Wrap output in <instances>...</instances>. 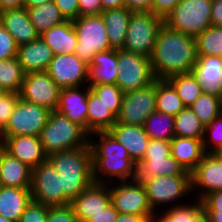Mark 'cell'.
Instances as JSON below:
<instances>
[{
  "label": "cell",
  "mask_w": 222,
  "mask_h": 222,
  "mask_svg": "<svg viewBox=\"0 0 222 222\" xmlns=\"http://www.w3.org/2000/svg\"><path fill=\"white\" fill-rule=\"evenodd\" d=\"M196 61L195 37L163 24L150 57L155 79H168L174 75L191 73Z\"/></svg>",
  "instance_id": "cell-1"
},
{
  "label": "cell",
  "mask_w": 222,
  "mask_h": 222,
  "mask_svg": "<svg viewBox=\"0 0 222 222\" xmlns=\"http://www.w3.org/2000/svg\"><path fill=\"white\" fill-rule=\"evenodd\" d=\"M92 136L99 138L95 140ZM89 145L92 152L94 183H113L116 177L119 181L135 180L136 163L130 158L127 149L109 131L89 135Z\"/></svg>",
  "instance_id": "cell-2"
},
{
  "label": "cell",
  "mask_w": 222,
  "mask_h": 222,
  "mask_svg": "<svg viewBox=\"0 0 222 222\" xmlns=\"http://www.w3.org/2000/svg\"><path fill=\"white\" fill-rule=\"evenodd\" d=\"M61 176V189L72 201L94 183L90 145L47 156Z\"/></svg>",
  "instance_id": "cell-3"
},
{
  "label": "cell",
  "mask_w": 222,
  "mask_h": 222,
  "mask_svg": "<svg viewBox=\"0 0 222 222\" xmlns=\"http://www.w3.org/2000/svg\"><path fill=\"white\" fill-rule=\"evenodd\" d=\"M47 156L89 145V134L58 111H51L39 136Z\"/></svg>",
  "instance_id": "cell-4"
},
{
  "label": "cell",
  "mask_w": 222,
  "mask_h": 222,
  "mask_svg": "<svg viewBox=\"0 0 222 222\" xmlns=\"http://www.w3.org/2000/svg\"><path fill=\"white\" fill-rule=\"evenodd\" d=\"M191 175L171 156L170 141L150 139L144 158L136 164L135 180L157 176Z\"/></svg>",
  "instance_id": "cell-5"
},
{
  "label": "cell",
  "mask_w": 222,
  "mask_h": 222,
  "mask_svg": "<svg viewBox=\"0 0 222 222\" xmlns=\"http://www.w3.org/2000/svg\"><path fill=\"white\" fill-rule=\"evenodd\" d=\"M212 0H181L164 19L169 28L193 37L211 26Z\"/></svg>",
  "instance_id": "cell-6"
},
{
  "label": "cell",
  "mask_w": 222,
  "mask_h": 222,
  "mask_svg": "<svg viewBox=\"0 0 222 222\" xmlns=\"http://www.w3.org/2000/svg\"><path fill=\"white\" fill-rule=\"evenodd\" d=\"M163 24L164 20L152 12H132L123 50L150 58Z\"/></svg>",
  "instance_id": "cell-7"
},
{
  "label": "cell",
  "mask_w": 222,
  "mask_h": 222,
  "mask_svg": "<svg viewBox=\"0 0 222 222\" xmlns=\"http://www.w3.org/2000/svg\"><path fill=\"white\" fill-rule=\"evenodd\" d=\"M72 24L78 39L74 54L88 65L97 52L112 49L101 14L78 16Z\"/></svg>",
  "instance_id": "cell-8"
},
{
  "label": "cell",
  "mask_w": 222,
  "mask_h": 222,
  "mask_svg": "<svg viewBox=\"0 0 222 222\" xmlns=\"http://www.w3.org/2000/svg\"><path fill=\"white\" fill-rule=\"evenodd\" d=\"M30 191L32 200L50 207L71 202L61 189V176L48 159L32 169Z\"/></svg>",
  "instance_id": "cell-9"
},
{
  "label": "cell",
  "mask_w": 222,
  "mask_h": 222,
  "mask_svg": "<svg viewBox=\"0 0 222 222\" xmlns=\"http://www.w3.org/2000/svg\"><path fill=\"white\" fill-rule=\"evenodd\" d=\"M118 76L116 85L123 93L149 86L155 81L150 58L118 50Z\"/></svg>",
  "instance_id": "cell-10"
},
{
  "label": "cell",
  "mask_w": 222,
  "mask_h": 222,
  "mask_svg": "<svg viewBox=\"0 0 222 222\" xmlns=\"http://www.w3.org/2000/svg\"><path fill=\"white\" fill-rule=\"evenodd\" d=\"M118 182L120 185L109 184L111 204L114 208L119 213L140 215L149 220L155 212L150 206L144 185L136 180Z\"/></svg>",
  "instance_id": "cell-11"
},
{
  "label": "cell",
  "mask_w": 222,
  "mask_h": 222,
  "mask_svg": "<svg viewBox=\"0 0 222 222\" xmlns=\"http://www.w3.org/2000/svg\"><path fill=\"white\" fill-rule=\"evenodd\" d=\"M50 113L49 109L20 98L4 127L5 136L30 135L39 137L48 121Z\"/></svg>",
  "instance_id": "cell-12"
},
{
  "label": "cell",
  "mask_w": 222,
  "mask_h": 222,
  "mask_svg": "<svg viewBox=\"0 0 222 222\" xmlns=\"http://www.w3.org/2000/svg\"><path fill=\"white\" fill-rule=\"evenodd\" d=\"M152 210L180 200L191 191V175L157 176L142 182ZM181 198V199H180ZM159 206V207H158Z\"/></svg>",
  "instance_id": "cell-13"
},
{
  "label": "cell",
  "mask_w": 222,
  "mask_h": 222,
  "mask_svg": "<svg viewBox=\"0 0 222 222\" xmlns=\"http://www.w3.org/2000/svg\"><path fill=\"white\" fill-rule=\"evenodd\" d=\"M155 111L156 79L147 87L124 93L116 123L143 126Z\"/></svg>",
  "instance_id": "cell-14"
},
{
  "label": "cell",
  "mask_w": 222,
  "mask_h": 222,
  "mask_svg": "<svg viewBox=\"0 0 222 222\" xmlns=\"http://www.w3.org/2000/svg\"><path fill=\"white\" fill-rule=\"evenodd\" d=\"M61 88L46 71L27 73L24 76L20 98L27 102L56 110Z\"/></svg>",
  "instance_id": "cell-15"
},
{
  "label": "cell",
  "mask_w": 222,
  "mask_h": 222,
  "mask_svg": "<svg viewBox=\"0 0 222 222\" xmlns=\"http://www.w3.org/2000/svg\"><path fill=\"white\" fill-rule=\"evenodd\" d=\"M46 72L61 89L85 87L88 82V64L75 54L53 56Z\"/></svg>",
  "instance_id": "cell-16"
},
{
  "label": "cell",
  "mask_w": 222,
  "mask_h": 222,
  "mask_svg": "<svg viewBox=\"0 0 222 222\" xmlns=\"http://www.w3.org/2000/svg\"><path fill=\"white\" fill-rule=\"evenodd\" d=\"M110 204L111 195L107 183H93L70 202L79 222H88Z\"/></svg>",
  "instance_id": "cell-17"
},
{
  "label": "cell",
  "mask_w": 222,
  "mask_h": 222,
  "mask_svg": "<svg viewBox=\"0 0 222 222\" xmlns=\"http://www.w3.org/2000/svg\"><path fill=\"white\" fill-rule=\"evenodd\" d=\"M199 189L201 200L210 192L222 191V160L215 153H206L191 172V191Z\"/></svg>",
  "instance_id": "cell-18"
},
{
  "label": "cell",
  "mask_w": 222,
  "mask_h": 222,
  "mask_svg": "<svg viewBox=\"0 0 222 222\" xmlns=\"http://www.w3.org/2000/svg\"><path fill=\"white\" fill-rule=\"evenodd\" d=\"M81 89V91H80ZM89 86L84 88L70 87L63 88L59 93V101L56 111L65 115L71 122L78 124L87 132V99Z\"/></svg>",
  "instance_id": "cell-19"
},
{
  "label": "cell",
  "mask_w": 222,
  "mask_h": 222,
  "mask_svg": "<svg viewBox=\"0 0 222 222\" xmlns=\"http://www.w3.org/2000/svg\"><path fill=\"white\" fill-rule=\"evenodd\" d=\"M192 73L203 93L222 99V56L197 55Z\"/></svg>",
  "instance_id": "cell-20"
},
{
  "label": "cell",
  "mask_w": 222,
  "mask_h": 222,
  "mask_svg": "<svg viewBox=\"0 0 222 222\" xmlns=\"http://www.w3.org/2000/svg\"><path fill=\"white\" fill-rule=\"evenodd\" d=\"M3 149L31 169L47 160L40 138L36 136L6 137Z\"/></svg>",
  "instance_id": "cell-21"
},
{
  "label": "cell",
  "mask_w": 222,
  "mask_h": 222,
  "mask_svg": "<svg viewBox=\"0 0 222 222\" xmlns=\"http://www.w3.org/2000/svg\"><path fill=\"white\" fill-rule=\"evenodd\" d=\"M108 131L127 149L136 164L144 158L150 138L143 126L115 123Z\"/></svg>",
  "instance_id": "cell-22"
},
{
  "label": "cell",
  "mask_w": 222,
  "mask_h": 222,
  "mask_svg": "<svg viewBox=\"0 0 222 222\" xmlns=\"http://www.w3.org/2000/svg\"><path fill=\"white\" fill-rule=\"evenodd\" d=\"M0 23L15 39L18 46L32 42L40 37V34L31 23L25 7L1 12Z\"/></svg>",
  "instance_id": "cell-23"
},
{
  "label": "cell",
  "mask_w": 222,
  "mask_h": 222,
  "mask_svg": "<svg viewBox=\"0 0 222 222\" xmlns=\"http://www.w3.org/2000/svg\"><path fill=\"white\" fill-rule=\"evenodd\" d=\"M118 50L97 52L88 65V83L92 85L116 84L118 76Z\"/></svg>",
  "instance_id": "cell-24"
},
{
  "label": "cell",
  "mask_w": 222,
  "mask_h": 222,
  "mask_svg": "<svg viewBox=\"0 0 222 222\" xmlns=\"http://www.w3.org/2000/svg\"><path fill=\"white\" fill-rule=\"evenodd\" d=\"M17 59L25 72L46 71L53 59L51 48L39 37L32 42L18 46Z\"/></svg>",
  "instance_id": "cell-25"
},
{
  "label": "cell",
  "mask_w": 222,
  "mask_h": 222,
  "mask_svg": "<svg viewBox=\"0 0 222 222\" xmlns=\"http://www.w3.org/2000/svg\"><path fill=\"white\" fill-rule=\"evenodd\" d=\"M171 156L191 173L206 154L203 139L175 136L170 141Z\"/></svg>",
  "instance_id": "cell-26"
},
{
  "label": "cell",
  "mask_w": 222,
  "mask_h": 222,
  "mask_svg": "<svg viewBox=\"0 0 222 222\" xmlns=\"http://www.w3.org/2000/svg\"><path fill=\"white\" fill-rule=\"evenodd\" d=\"M0 170L3 186L31 188L32 169L0 148Z\"/></svg>",
  "instance_id": "cell-27"
},
{
  "label": "cell",
  "mask_w": 222,
  "mask_h": 222,
  "mask_svg": "<svg viewBox=\"0 0 222 222\" xmlns=\"http://www.w3.org/2000/svg\"><path fill=\"white\" fill-rule=\"evenodd\" d=\"M40 37L51 48L53 56L75 53L78 39L72 20H66L51 27L44 31Z\"/></svg>",
  "instance_id": "cell-28"
},
{
  "label": "cell",
  "mask_w": 222,
  "mask_h": 222,
  "mask_svg": "<svg viewBox=\"0 0 222 222\" xmlns=\"http://www.w3.org/2000/svg\"><path fill=\"white\" fill-rule=\"evenodd\" d=\"M132 12L127 7H123L107 9L101 13L112 49H123Z\"/></svg>",
  "instance_id": "cell-29"
},
{
  "label": "cell",
  "mask_w": 222,
  "mask_h": 222,
  "mask_svg": "<svg viewBox=\"0 0 222 222\" xmlns=\"http://www.w3.org/2000/svg\"><path fill=\"white\" fill-rule=\"evenodd\" d=\"M32 201L30 188H0V215L18 222L28 204Z\"/></svg>",
  "instance_id": "cell-30"
},
{
  "label": "cell",
  "mask_w": 222,
  "mask_h": 222,
  "mask_svg": "<svg viewBox=\"0 0 222 222\" xmlns=\"http://www.w3.org/2000/svg\"><path fill=\"white\" fill-rule=\"evenodd\" d=\"M87 133L108 131L116 122L117 116L95 95L89 87L87 99Z\"/></svg>",
  "instance_id": "cell-31"
},
{
  "label": "cell",
  "mask_w": 222,
  "mask_h": 222,
  "mask_svg": "<svg viewBox=\"0 0 222 222\" xmlns=\"http://www.w3.org/2000/svg\"><path fill=\"white\" fill-rule=\"evenodd\" d=\"M26 9L31 23L40 35L44 31L49 30L51 27L66 21L53 0L43 3L42 5Z\"/></svg>",
  "instance_id": "cell-32"
},
{
  "label": "cell",
  "mask_w": 222,
  "mask_h": 222,
  "mask_svg": "<svg viewBox=\"0 0 222 222\" xmlns=\"http://www.w3.org/2000/svg\"><path fill=\"white\" fill-rule=\"evenodd\" d=\"M185 106L167 79H156V111L175 117Z\"/></svg>",
  "instance_id": "cell-33"
},
{
  "label": "cell",
  "mask_w": 222,
  "mask_h": 222,
  "mask_svg": "<svg viewBox=\"0 0 222 222\" xmlns=\"http://www.w3.org/2000/svg\"><path fill=\"white\" fill-rule=\"evenodd\" d=\"M174 134L177 137L203 139L205 126L190 107L174 117Z\"/></svg>",
  "instance_id": "cell-34"
},
{
  "label": "cell",
  "mask_w": 222,
  "mask_h": 222,
  "mask_svg": "<svg viewBox=\"0 0 222 222\" xmlns=\"http://www.w3.org/2000/svg\"><path fill=\"white\" fill-rule=\"evenodd\" d=\"M167 80L173 85L185 107H190L203 93L202 85L192 72L174 75Z\"/></svg>",
  "instance_id": "cell-35"
},
{
  "label": "cell",
  "mask_w": 222,
  "mask_h": 222,
  "mask_svg": "<svg viewBox=\"0 0 222 222\" xmlns=\"http://www.w3.org/2000/svg\"><path fill=\"white\" fill-rule=\"evenodd\" d=\"M24 76L17 57L0 60V86L6 93H20Z\"/></svg>",
  "instance_id": "cell-36"
},
{
  "label": "cell",
  "mask_w": 222,
  "mask_h": 222,
  "mask_svg": "<svg viewBox=\"0 0 222 222\" xmlns=\"http://www.w3.org/2000/svg\"><path fill=\"white\" fill-rule=\"evenodd\" d=\"M144 130L150 139L171 141L174 137V117L155 111L144 122Z\"/></svg>",
  "instance_id": "cell-37"
},
{
  "label": "cell",
  "mask_w": 222,
  "mask_h": 222,
  "mask_svg": "<svg viewBox=\"0 0 222 222\" xmlns=\"http://www.w3.org/2000/svg\"><path fill=\"white\" fill-rule=\"evenodd\" d=\"M190 108L206 127L222 114V99L214 95L202 93Z\"/></svg>",
  "instance_id": "cell-38"
},
{
  "label": "cell",
  "mask_w": 222,
  "mask_h": 222,
  "mask_svg": "<svg viewBox=\"0 0 222 222\" xmlns=\"http://www.w3.org/2000/svg\"><path fill=\"white\" fill-rule=\"evenodd\" d=\"M195 41L197 55L222 56V27H208Z\"/></svg>",
  "instance_id": "cell-39"
},
{
  "label": "cell",
  "mask_w": 222,
  "mask_h": 222,
  "mask_svg": "<svg viewBox=\"0 0 222 222\" xmlns=\"http://www.w3.org/2000/svg\"><path fill=\"white\" fill-rule=\"evenodd\" d=\"M91 91L118 116L124 93L116 84H99L90 86Z\"/></svg>",
  "instance_id": "cell-40"
},
{
  "label": "cell",
  "mask_w": 222,
  "mask_h": 222,
  "mask_svg": "<svg viewBox=\"0 0 222 222\" xmlns=\"http://www.w3.org/2000/svg\"><path fill=\"white\" fill-rule=\"evenodd\" d=\"M203 146L206 153H214L222 147V114L205 127Z\"/></svg>",
  "instance_id": "cell-41"
},
{
  "label": "cell",
  "mask_w": 222,
  "mask_h": 222,
  "mask_svg": "<svg viewBox=\"0 0 222 222\" xmlns=\"http://www.w3.org/2000/svg\"><path fill=\"white\" fill-rule=\"evenodd\" d=\"M49 207L32 200L18 222H46Z\"/></svg>",
  "instance_id": "cell-42"
},
{
  "label": "cell",
  "mask_w": 222,
  "mask_h": 222,
  "mask_svg": "<svg viewBox=\"0 0 222 222\" xmlns=\"http://www.w3.org/2000/svg\"><path fill=\"white\" fill-rule=\"evenodd\" d=\"M18 45L11 34L0 23V60L17 56Z\"/></svg>",
  "instance_id": "cell-43"
},
{
  "label": "cell",
  "mask_w": 222,
  "mask_h": 222,
  "mask_svg": "<svg viewBox=\"0 0 222 222\" xmlns=\"http://www.w3.org/2000/svg\"><path fill=\"white\" fill-rule=\"evenodd\" d=\"M19 93H4L0 97V123L5 127L10 116L12 115L18 100Z\"/></svg>",
  "instance_id": "cell-44"
},
{
  "label": "cell",
  "mask_w": 222,
  "mask_h": 222,
  "mask_svg": "<svg viewBox=\"0 0 222 222\" xmlns=\"http://www.w3.org/2000/svg\"><path fill=\"white\" fill-rule=\"evenodd\" d=\"M195 203H180L177 206V222H193L194 219L204 210L202 201L196 199Z\"/></svg>",
  "instance_id": "cell-45"
},
{
  "label": "cell",
  "mask_w": 222,
  "mask_h": 222,
  "mask_svg": "<svg viewBox=\"0 0 222 222\" xmlns=\"http://www.w3.org/2000/svg\"><path fill=\"white\" fill-rule=\"evenodd\" d=\"M46 222H79L73 208L68 206L49 207Z\"/></svg>",
  "instance_id": "cell-46"
},
{
  "label": "cell",
  "mask_w": 222,
  "mask_h": 222,
  "mask_svg": "<svg viewBox=\"0 0 222 222\" xmlns=\"http://www.w3.org/2000/svg\"><path fill=\"white\" fill-rule=\"evenodd\" d=\"M180 1L181 0H152L150 12L164 20Z\"/></svg>",
  "instance_id": "cell-47"
},
{
  "label": "cell",
  "mask_w": 222,
  "mask_h": 222,
  "mask_svg": "<svg viewBox=\"0 0 222 222\" xmlns=\"http://www.w3.org/2000/svg\"><path fill=\"white\" fill-rule=\"evenodd\" d=\"M66 20H74L79 16L78 0H53Z\"/></svg>",
  "instance_id": "cell-48"
},
{
  "label": "cell",
  "mask_w": 222,
  "mask_h": 222,
  "mask_svg": "<svg viewBox=\"0 0 222 222\" xmlns=\"http://www.w3.org/2000/svg\"><path fill=\"white\" fill-rule=\"evenodd\" d=\"M79 16L100 15L103 12L100 0H78Z\"/></svg>",
  "instance_id": "cell-49"
},
{
  "label": "cell",
  "mask_w": 222,
  "mask_h": 222,
  "mask_svg": "<svg viewBox=\"0 0 222 222\" xmlns=\"http://www.w3.org/2000/svg\"><path fill=\"white\" fill-rule=\"evenodd\" d=\"M201 201L204 210H222V191L210 192Z\"/></svg>",
  "instance_id": "cell-50"
},
{
  "label": "cell",
  "mask_w": 222,
  "mask_h": 222,
  "mask_svg": "<svg viewBox=\"0 0 222 222\" xmlns=\"http://www.w3.org/2000/svg\"><path fill=\"white\" fill-rule=\"evenodd\" d=\"M173 205L174 206H171L170 204L166 211L163 210V215L157 211L155 213L156 215L154 214L147 222H177V206L179 205H175V203H173Z\"/></svg>",
  "instance_id": "cell-51"
},
{
  "label": "cell",
  "mask_w": 222,
  "mask_h": 222,
  "mask_svg": "<svg viewBox=\"0 0 222 222\" xmlns=\"http://www.w3.org/2000/svg\"><path fill=\"white\" fill-rule=\"evenodd\" d=\"M119 212L110 204L102 212L94 215L88 222H115Z\"/></svg>",
  "instance_id": "cell-52"
},
{
  "label": "cell",
  "mask_w": 222,
  "mask_h": 222,
  "mask_svg": "<svg viewBox=\"0 0 222 222\" xmlns=\"http://www.w3.org/2000/svg\"><path fill=\"white\" fill-rule=\"evenodd\" d=\"M211 26L222 27V0H212Z\"/></svg>",
  "instance_id": "cell-53"
},
{
  "label": "cell",
  "mask_w": 222,
  "mask_h": 222,
  "mask_svg": "<svg viewBox=\"0 0 222 222\" xmlns=\"http://www.w3.org/2000/svg\"><path fill=\"white\" fill-rule=\"evenodd\" d=\"M151 1L152 0H125V5L133 12H150Z\"/></svg>",
  "instance_id": "cell-54"
},
{
  "label": "cell",
  "mask_w": 222,
  "mask_h": 222,
  "mask_svg": "<svg viewBox=\"0 0 222 222\" xmlns=\"http://www.w3.org/2000/svg\"><path fill=\"white\" fill-rule=\"evenodd\" d=\"M24 7V0H0V13Z\"/></svg>",
  "instance_id": "cell-55"
},
{
  "label": "cell",
  "mask_w": 222,
  "mask_h": 222,
  "mask_svg": "<svg viewBox=\"0 0 222 222\" xmlns=\"http://www.w3.org/2000/svg\"><path fill=\"white\" fill-rule=\"evenodd\" d=\"M144 216L119 213L115 222H147Z\"/></svg>",
  "instance_id": "cell-56"
},
{
  "label": "cell",
  "mask_w": 222,
  "mask_h": 222,
  "mask_svg": "<svg viewBox=\"0 0 222 222\" xmlns=\"http://www.w3.org/2000/svg\"><path fill=\"white\" fill-rule=\"evenodd\" d=\"M103 11L107 9L126 7L125 0H100Z\"/></svg>",
  "instance_id": "cell-57"
},
{
  "label": "cell",
  "mask_w": 222,
  "mask_h": 222,
  "mask_svg": "<svg viewBox=\"0 0 222 222\" xmlns=\"http://www.w3.org/2000/svg\"><path fill=\"white\" fill-rule=\"evenodd\" d=\"M210 222H222V210H204Z\"/></svg>",
  "instance_id": "cell-58"
},
{
  "label": "cell",
  "mask_w": 222,
  "mask_h": 222,
  "mask_svg": "<svg viewBox=\"0 0 222 222\" xmlns=\"http://www.w3.org/2000/svg\"><path fill=\"white\" fill-rule=\"evenodd\" d=\"M51 0H24L25 8H32L38 5H42L43 3H47Z\"/></svg>",
  "instance_id": "cell-59"
},
{
  "label": "cell",
  "mask_w": 222,
  "mask_h": 222,
  "mask_svg": "<svg viewBox=\"0 0 222 222\" xmlns=\"http://www.w3.org/2000/svg\"><path fill=\"white\" fill-rule=\"evenodd\" d=\"M193 222H210V219L207 215V213L203 210L195 219Z\"/></svg>",
  "instance_id": "cell-60"
},
{
  "label": "cell",
  "mask_w": 222,
  "mask_h": 222,
  "mask_svg": "<svg viewBox=\"0 0 222 222\" xmlns=\"http://www.w3.org/2000/svg\"><path fill=\"white\" fill-rule=\"evenodd\" d=\"M5 139H6V136H5L4 126L0 123V148H3Z\"/></svg>",
  "instance_id": "cell-61"
},
{
  "label": "cell",
  "mask_w": 222,
  "mask_h": 222,
  "mask_svg": "<svg viewBox=\"0 0 222 222\" xmlns=\"http://www.w3.org/2000/svg\"><path fill=\"white\" fill-rule=\"evenodd\" d=\"M221 160H222V147L219 148L216 152H214Z\"/></svg>",
  "instance_id": "cell-62"
},
{
  "label": "cell",
  "mask_w": 222,
  "mask_h": 222,
  "mask_svg": "<svg viewBox=\"0 0 222 222\" xmlns=\"http://www.w3.org/2000/svg\"><path fill=\"white\" fill-rule=\"evenodd\" d=\"M0 222H13V221H10L9 219L0 215Z\"/></svg>",
  "instance_id": "cell-63"
},
{
  "label": "cell",
  "mask_w": 222,
  "mask_h": 222,
  "mask_svg": "<svg viewBox=\"0 0 222 222\" xmlns=\"http://www.w3.org/2000/svg\"><path fill=\"white\" fill-rule=\"evenodd\" d=\"M5 93V91L2 89V87L0 86V97Z\"/></svg>",
  "instance_id": "cell-64"
},
{
  "label": "cell",
  "mask_w": 222,
  "mask_h": 222,
  "mask_svg": "<svg viewBox=\"0 0 222 222\" xmlns=\"http://www.w3.org/2000/svg\"><path fill=\"white\" fill-rule=\"evenodd\" d=\"M3 186L2 181H1V170H0V188Z\"/></svg>",
  "instance_id": "cell-65"
}]
</instances>
